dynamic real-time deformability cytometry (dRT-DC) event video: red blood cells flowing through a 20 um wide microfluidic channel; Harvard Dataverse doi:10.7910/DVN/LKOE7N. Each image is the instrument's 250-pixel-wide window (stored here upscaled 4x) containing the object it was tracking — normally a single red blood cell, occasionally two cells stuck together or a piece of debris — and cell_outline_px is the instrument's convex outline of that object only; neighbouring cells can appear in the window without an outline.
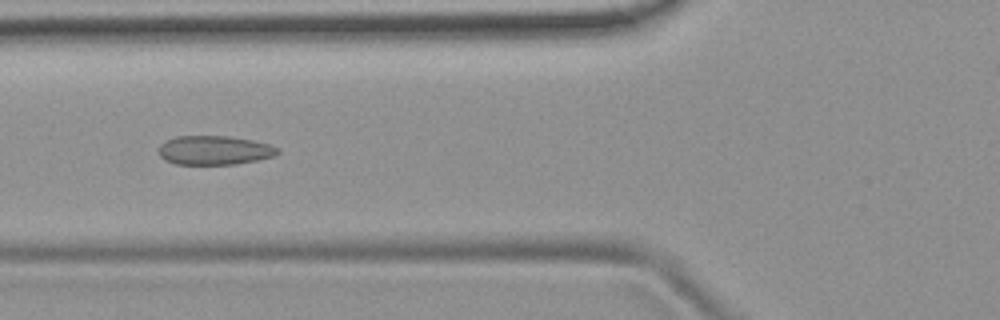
{"species": "common noctule bat (a hibernating species)", "species_latin": "Nyctalus noctula", "temperature_condition": "room temperature", "stored_images_in_passage": 54, "camera_frame_rate_fps": 3000, "um_per_image_px": 0.085, "animal": {"sex": "female", "body_mass_g": 19.9}, "frame": {"image": 1, "passage_image": 20, "time_ms": 6.333, "image_size_px": [1000, 320], "cell_outline_px": [[280, 152], [272, 156], [256, 160], [236, 164], [176, 164], [164, 160], [160, 156], [160, 144], [164, 140], [176, 136], [228, 136], [252, 140], [268, 144], [280, 148]], "centroid_in_image_um": [18.2, 12.76], "position_along_channel_um": 107.6, "area_um2": 20.11}}
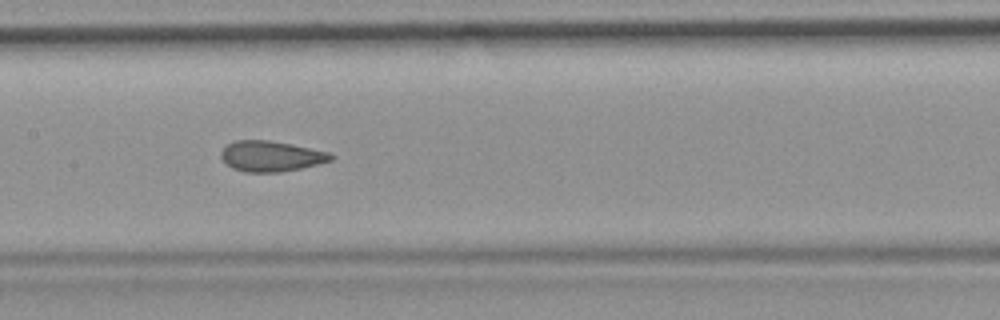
{"frame": {"image": 2, "passage_image": 26, "time_ms": 8.333, "image_size_px": [1000, 320], "cell_outline_px": [[336, 156], [332, 160], [300, 168], [280, 172], [244, 172], [232, 168], [220, 156], [220, 152], [228, 144], [236, 140], [268, 140], [292, 144], [328, 152]], "centroid_in_image_um": [23.03, 13.27], "position_along_channel_um": 184.4, "area_um2": 19.42}}
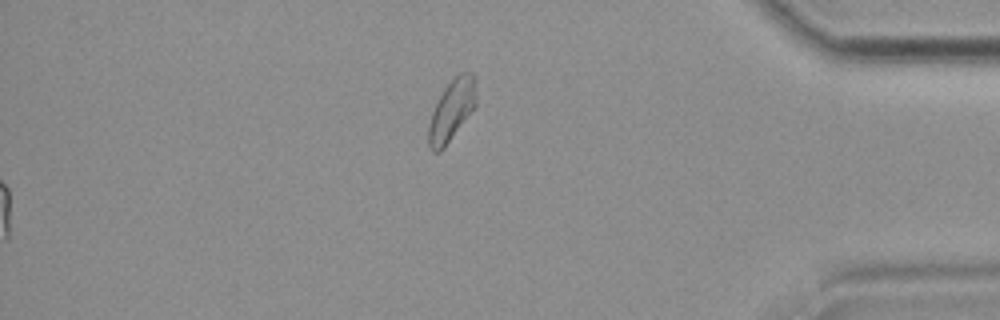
{"frame": {"image": 3, "passage_image": 54, "time_ms": 17.667, "image_size_px": [1000, 320], "cell_outline_px": [[476, 104], [444, 148], [440, 152], [432, 152], [428, 144], [428, 124], [432, 112], [444, 88], [460, 72], [472, 72], [476, 76]], "centroid_in_image_um": [38.39, 9.36], "position_along_channel_um": 396.8, "area_um2": 16.82}, "authors_computed_cell_mechanics": {"area_um2": 20.4612, "velocity_mm_per_s": 3.825, "shape_relaxation_time_tau1_ms": null, "shape_relaxation_time_tau2_ms": 1.115, "deformation_change_tau1": null, "deformation_change_tau2": 0.0683}}